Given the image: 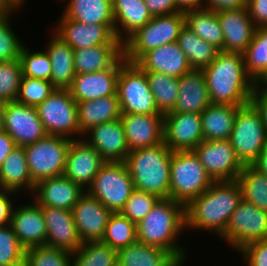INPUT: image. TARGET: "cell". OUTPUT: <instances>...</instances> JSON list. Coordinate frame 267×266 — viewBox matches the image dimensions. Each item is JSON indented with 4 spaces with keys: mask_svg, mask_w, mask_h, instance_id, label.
I'll return each mask as SVG.
<instances>
[{
    "mask_svg": "<svg viewBox=\"0 0 267 266\" xmlns=\"http://www.w3.org/2000/svg\"><path fill=\"white\" fill-rule=\"evenodd\" d=\"M224 36V51L243 54L257 29L246 7L217 12Z\"/></svg>",
    "mask_w": 267,
    "mask_h": 266,
    "instance_id": "d4e9b609",
    "label": "cell"
},
{
    "mask_svg": "<svg viewBox=\"0 0 267 266\" xmlns=\"http://www.w3.org/2000/svg\"><path fill=\"white\" fill-rule=\"evenodd\" d=\"M36 110L48 135L61 136L70 140L83 137L78 124L77 103L68 89L56 88L36 107ZM75 134L78 136L76 137Z\"/></svg>",
    "mask_w": 267,
    "mask_h": 266,
    "instance_id": "30bf717a",
    "label": "cell"
},
{
    "mask_svg": "<svg viewBox=\"0 0 267 266\" xmlns=\"http://www.w3.org/2000/svg\"><path fill=\"white\" fill-rule=\"evenodd\" d=\"M136 64L143 71L163 73L176 78L192 69L177 42L147 51Z\"/></svg>",
    "mask_w": 267,
    "mask_h": 266,
    "instance_id": "4316f807",
    "label": "cell"
},
{
    "mask_svg": "<svg viewBox=\"0 0 267 266\" xmlns=\"http://www.w3.org/2000/svg\"><path fill=\"white\" fill-rule=\"evenodd\" d=\"M202 72L212 104L244 106L251 103L257 84L246 71L243 54L219 51Z\"/></svg>",
    "mask_w": 267,
    "mask_h": 266,
    "instance_id": "7a4b0ae2",
    "label": "cell"
},
{
    "mask_svg": "<svg viewBox=\"0 0 267 266\" xmlns=\"http://www.w3.org/2000/svg\"><path fill=\"white\" fill-rule=\"evenodd\" d=\"M0 266H26V264L25 263H14L11 265H0Z\"/></svg>",
    "mask_w": 267,
    "mask_h": 266,
    "instance_id": "e7e4bbea",
    "label": "cell"
},
{
    "mask_svg": "<svg viewBox=\"0 0 267 266\" xmlns=\"http://www.w3.org/2000/svg\"><path fill=\"white\" fill-rule=\"evenodd\" d=\"M72 214L78 236L83 243L101 241L112 212L85 192L72 208Z\"/></svg>",
    "mask_w": 267,
    "mask_h": 266,
    "instance_id": "ffe728a7",
    "label": "cell"
},
{
    "mask_svg": "<svg viewBox=\"0 0 267 266\" xmlns=\"http://www.w3.org/2000/svg\"><path fill=\"white\" fill-rule=\"evenodd\" d=\"M172 151L162 143L129 151L125 163L134 188L157 196L170 198V162Z\"/></svg>",
    "mask_w": 267,
    "mask_h": 266,
    "instance_id": "277c9868",
    "label": "cell"
},
{
    "mask_svg": "<svg viewBox=\"0 0 267 266\" xmlns=\"http://www.w3.org/2000/svg\"><path fill=\"white\" fill-rule=\"evenodd\" d=\"M144 3L152 17L180 12L175 0H144Z\"/></svg>",
    "mask_w": 267,
    "mask_h": 266,
    "instance_id": "db71d44e",
    "label": "cell"
},
{
    "mask_svg": "<svg viewBox=\"0 0 267 266\" xmlns=\"http://www.w3.org/2000/svg\"><path fill=\"white\" fill-rule=\"evenodd\" d=\"M34 187L35 184L31 180L24 147L17 146L0 167V189L12 190L17 193L26 189L31 194Z\"/></svg>",
    "mask_w": 267,
    "mask_h": 266,
    "instance_id": "1f68e13d",
    "label": "cell"
},
{
    "mask_svg": "<svg viewBox=\"0 0 267 266\" xmlns=\"http://www.w3.org/2000/svg\"><path fill=\"white\" fill-rule=\"evenodd\" d=\"M85 192L77 183L61 175L38 181L31 195L41 207L72 210Z\"/></svg>",
    "mask_w": 267,
    "mask_h": 266,
    "instance_id": "cb8c5ba5",
    "label": "cell"
},
{
    "mask_svg": "<svg viewBox=\"0 0 267 266\" xmlns=\"http://www.w3.org/2000/svg\"><path fill=\"white\" fill-rule=\"evenodd\" d=\"M71 266H117V250L101 241H86L72 254Z\"/></svg>",
    "mask_w": 267,
    "mask_h": 266,
    "instance_id": "60d3db41",
    "label": "cell"
},
{
    "mask_svg": "<svg viewBox=\"0 0 267 266\" xmlns=\"http://www.w3.org/2000/svg\"><path fill=\"white\" fill-rule=\"evenodd\" d=\"M9 18H0V62L19 59L24 45L13 32Z\"/></svg>",
    "mask_w": 267,
    "mask_h": 266,
    "instance_id": "681fc988",
    "label": "cell"
},
{
    "mask_svg": "<svg viewBox=\"0 0 267 266\" xmlns=\"http://www.w3.org/2000/svg\"><path fill=\"white\" fill-rule=\"evenodd\" d=\"M193 151H175L170 162V198L186 206L213 183Z\"/></svg>",
    "mask_w": 267,
    "mask_h": 266,
    "instance_id": "8992f818",
    "label": "cell"
},
{
    "mask_svg": "<svg viewBox=\"0 0 267 266\" xmlns=\"http://www.w3.org/2000/svg\"><path fill=\"white\" fill-rule=\"evenodd\" d=\"M17 207L14 206L10 226L19 243L25 249L46 245L47 228L41 206L32 201Z\"/></svg>",
    "mask_w": 267,
    "mask_h": 266,
    "instance_id": "7402d4cb",
    "label": "cell"
},
{
    "mask_svg": "<svg viewBox=\"0 0 267 266\" xmlns=\"http://www.w3.org/2000/svg\"><path fill=\"white\" fill-rule=\"evenodd\" d=\"M62 13L84 24H104L115 34L112 0H67Z\"/></svg>",
    "mask_w": 267,
    "mask_h": 266,
    "instance_id": "f546056e",
    "label": "cell"
},
{
    "mask_svg": "<svg viewBox=\"0 0 267 266\" xmlns=\"http://www.w3.org/2000/svg\"><path fill=\"white\" fill-rule=\"evenodd\" d=\"M41 208L47 228L46 245L75 253L82 245V241L77 233L72 210Z\"/></svg>",
    "mask_w": 267,
    "mask_h": 266,
    "instance_id": "603a6c76",
    "label": "cell"
},
{
    "mask_svg": "<svg viewBox=\"0 0 267 266\" xmlns=\"http://www.w3.org/2000/svg\"><path fill=\"white\" fill-rule=\"evenodd\" d=\"M125 162H105L86 192L112 213L120 212L134 190Z\"/></svg>",
    "mask_w": 267,
    "mask_h": 266,
    "instance_id": "9c48e42d",
    "label": "cell"
},
{
    "mask_svg": "<svg viewBox=\"0 0 267 266\" xmlns=\"http://www.w3.org/2000/svg\"><path fill=\"white\" fill-rule=\"evenodd\" d=\"M220 238L236 251L248 243L266 240L267 212L242 199Z\"/></svg>",
    "mask_w": 267,
    "mask_h": 266,
    "instance_id": "7c38bea8",
    "label": "cell"
},
{
    "mask_svg": "<svg viewBox=\"0 0 267 266\" xmlns=\"http://www.w3.org/2000/svg\"><path fill=\"white\" fill-rule=\"evenodd\" d=\"M192 69H203L211 64L219 50L184 27L177 39Z\"/></svg>",
    "mask_w": 267,
    "mask_h": 266,
    "instance_id": "74e56055",
    "label": "cell"
},
{
    "mask_svg": "<svg viewBox=\"0 0 267 266\" xmlns=\"http://www.w3.org/2000/svg\"><path fill=\"white\" fill-rule=\"evenodd\" d=\"M16 194L18 195L19 193L12 190L0 189V227L10 225L14 209V202L11 201V197H15L14 195Z\"/></svg>",
    "mask_w": 267,
    "mask_h": 266,
    "instance_id": "f5cc1de1",
    "label": "cell"
},
{
    "mask_svg": "<svg viewBox=\"0 0 267 266\" xmlns=\"http://www.w3.org/2000/svg\"><path fill=\"white\" fill-rule=\"evenodd\" d=\"M123 55V45H98L74 50L76 74L98 72L110 68Z\"/></svg>",
    "mask_w": 267,
    "mask_h": 266,
    "instance_id": "e575fe53",
    "label": "cell"
},
{
    "mask_svg": "<svg viewBox=\"0 0 267 266\" xmlns=\"http://www.w3.org/2000/svg\"><path fill=\"white\" fill-rule=\"evenodd\" d=\"M6 102L0 100V131L4 128Z\"/></svg>",
    "mask_w": 267,
    "mask_h": 266,
    "instance_id": "6125c7cd",
    "label": "cell"
},
{
    "mask_svg": "<svg viewBox=\"0 0 267 266\" xmlns=\"http://www.w3.org/2000/svg\"><path fill=\"white\" fill-rule=\"evenodd\" d=\"M242 199L267 212V175L245 165L237 177Z\"/></svg>",
    "mask_w": 267,
    "mask_h": 266,
    "instance_id": "f35d334b",
    "label": "cell"
},
{
    "mask_svg": "<svg viewBox=\"0 0 267 266\" xmlns=\"http://www.w3.org/2000/svg\"><path fill=\"white\" fill-rule=\"evenodd\" d=\"M19 59L22 67V76L51 82L52 66L49 55L45 50L30 52V49L23 45Z\"/></svg>",
    "mask_w": 267,
    "mask_h": 266,
    "instance_id": "f6af8a7d",
    "label": "cell"
},
{
    "mask_svg": "<svg viewBox=\"0 0 267 266\" xmlns=\"http://www.w3.org/2000/svg\"><path fill=\"white\" fill-rule=\"evenodd\" d=\"M159 199L151 193L134 189L120 213L137 224L145 218Z\"/></svg>",
    "mask_w": 267,
    "mask_h": 266,
    "instance_id": "7dc6e473",
    "label": "cell"
},
{
    "mask_svg": "<svg viewBox=\"0 0 267 266\" xmlns=\"http://www.w3.org/2000/svg\"><path fill=\"white\" fill-rule=\"evenodd\" d=\"M185 27L184 13L153 16L123 43V55L127 62L136 63L147 51L177 42Z\"/></svg>",
    "mask_w": 267,
    "mask_h": 266,
    "instance_id": "5b68a950",
    "label": "cell"
},
{
    "mask_svg": "<svg viewBox=\"0 0 267 266\" xmlns=\"http://www.w3.org/2000/svg\"><path fill=\"white\" fill-rule=\"evenodd\" d=\"M122 55L110 68L98 72L76 74L68 88L76 102L96 100L116 95L120 66L125 62Z\"/></svg>",
    "mask_w": 267,
    "mask_h": 266,
    "instance_id": "e0dca14e",
    "label": "cell"
},
{
    "mask_svg": "<svg viewBox=\"0 0 267 266\" xmlns=\"http://www.w3.org/2000/svg\"><path fill=\"white\" fill-rule=\"evenodd\" d=\"M241 106L210 104L201 115L205 141L230 139L234 121Z\"/></svg>",
    "mask_w": 267,
    "mask_h": 266,
    "instance_id": "d6a6232c",
    "label": "cell"
},
{
    "mask_svg": "<svg viewBox=\"0 0 267 266\" xmlns=\"http://www.w3.org/2000/svg\"><path fill=\"white\" fill-rule=\"evenodd\" d=\"M18 9L22 8V5H25L26 0H10Z\"/></svg>",
    "mask_w": 267,
    "mask_h": 266,
    "instance_id": "be15d7a7",
    "label": "cell"
},
{
    "mask_svg": "<svg viewBox=\"0 0 267 266\" xmlns=\"http://www.w3.org/2000/svg\"><path fill=\"white\" fill-rule=\"evenodd\" d=\"M104 163L100 154L83 138L71 140L63 175L86 191Z\"/></svg>",
    "mask_w": 267,
    "mask_h": 266,
    "instance_id": "ac0fdd59",
    "label": "cell"
},
{
    "mask_svg": "<svg viewBox=\"0 0 267 266\" xmlns=\"http://www.w3.org/2000/svg\"><path fill=\"white\" fill-rule=\"evenodd\" d=\"M180 12L185 13L204 9V0H175Z\"/></svg>",
    "mask_w": 267,
    "mask_h": 266,
    "instance_id": "680465c9",
    "label": "cell"
},
{
    "mask_svg": "<svg viewBox=\"0 0 267 266\" xmlns=\"http://www.w3.org/2000/svg\"><path fill=\"white\" fill-rule=\"evenodd\" d=\"M137 241L171 253L186 261V249L178 244L185 229V206L171 198L159 199L144 219L136 224Z\"/></svg>",
    "mask_w": 267,
    "mask_h": 266,
    "instance_id": "3957f363",
    "label": "cell"
},
{
    "mask_svg": "<svg viewBox=\"0 0 267 266\" xmlns=\"http://www.w3.org/2000/svg\"><path fill=\"white\" fill-rule=\"evenodd\" d=\"M70 143L68 138L47 134L41 140L24 146L34 184L43 179L63 175Z\"/></svg>",
    "mask_w": 267,
    "mask_h": 266,
    "instance_id": "8fae6325",
    "label": "cell"
},
{
    "mask_svg": "<svg viewBox=\"0 0 267 266\" xmlns=\"http://www.w3.org/2000/svg\"><path fill=\"white\" fill-rule=\"evenodd\" d=\"M185 27L219 51H224V36L217 12L201 9L184 13Z\"/></svg>",
    "mask_w": 267,
    "mask_h": 266,
    "instance_id": "d590c367",
    "label": "cell"
},
{
    "mask_svg": "<svg viewBox=\"0 0 267 266\" xmlns=\"http://www.w3.org/2000/svg\"><path fill=\"white\" fill-rule=\"evenodd\" d=\"M252 166L259 172L267 175V144L260 153L258 159L252 164Z\"/></svg>",
    "mask_w": 267,
    "mask_h": 266,
    "instance_id": "91938a15",
    "label": "cell"
},
{
    "mask_svg": "<svg viewBox=\"0 0 267 266\" xmlns=\"http://www.w3.org/2000/svg\"><path fill=\"white\" fill-rule=\"evenodd\" d=\"M247 7V0H204V9L220 12Z\"/></svg>",
    "mask_w": 267,
    "mask_h": 266,
    "instance_id": "9f6ffc18",
    "label": "cell"
},
{
    "mask_svg": "<svg viewBox=\"0 0 267 266\" xmlns=\"http://www.w3.org/2000/svg\"><path fill=\"white\" fill-rule=\"evenodd\" d=\"M246 8L257 28L267 27V0H247Z\"/></svg>",
    "mask_w": 267,
    "mask_h": 266,
    "instance_id": "816d5d0a",
    "label": "cell"
},
{
    "mask_svg": "<svg viewBox=\"0 0 267 266\" xmlns=\"http://www.w3.org/2000/svg\"><path fill=\"white\" fill-rule=\"evenodd\" d=\"M112 6L115 37L122 44L152 19L144 0H112Z\"/></svg>",
    "mask_w": 267,
    "mask_h": 266,
    "instance_id": "83f0119b",
    "label": "cell"
},
{
    "mask_svg": "<svg viewBox=\"0 0 267 266\" xmlns=\"http://www.w3.org/2000/svg\"><path fill=\"white\" fill-rule=\"evenodd\" d=\"M56 88L50 81L22 76L16 102L37 107L45 101Z\"/></svg>",
    "mask_w": 267,
    "mask_h": 266,
    "instance_id": "ee69618b",
    "label": "cell"
},
{
    "mask_svg": "<svg viewBox=\"0 0 267 266\" xmlns=\"http://www.w3.org/2000/svg\"><path fill=\"white\" fill-rule=\"evenodd\" d=\"M145 73L158 111L163 115L171 112L179 93L178 78L153 71H145Z\"/></svg>",
    "mask_w": 267,
    "mask_h": 266,
    "instance_id": "ab89813d",
    "label": "cell"
},
{
    "mask_svg": "<svg viewBox=\"0 0 267 266\" xmlns=\"http://www.w3.org/2000/svg\"><path fill=\"white\" fill-rule=\"evenodd\" d=\"M52 34L48 46L44 49L51 61V83L55 88L68 89L76 75L74 50L54 31Z\"/></svg>",
    "mask_w": 267,
    "mask_h": 266,
    "instance_id": "f1b7e54d",
    "label": "cell"
},
{
    "mask_svg": "<svg viewBox=\"0 0 267 266\" xmlns=\"http://www.w3.org/2000/svg\"><path fill=\"white\" fill-rule=\"evenodd\" d=\"M251 103L260 112L264 126L267 130V84H257L252 98Z\"/></svg>",
    "mask_w": 267,
    "mask_h": 266,
    "instance_id": "11a10c76",
    "label": "cell"
},
{
    "mask_svg": "<svg viewBox=\"0 0 267 266\" xmlns=\"http://www.w3.org/2000/svg\"><path fill=\"white\" fill-rule=\"evenodd\" d=\"M178 97L171 112L201 114L210 104L202 69H191L178 78Z\"/></svg>",
    "mask_w": 267,
    "mask_h": 266,
    "instance_id": "484cf974",
    "label": "cell"
},
{
    "mask_svg": "<svg viewBox=\"0 0 267 266\" xmlns=\"http://www.w3.org/2000/svg\"><path fill=\"white\" fill-rule=\"evenodd\" d=\"M203 141L200 114L169 112L164 115V142L172 152L193 151Z\"/></svg>",
    "mask_w": 267,
    "mask_h": 266,
    "instance_id": "9a60e30c",
    "label": "cell"
},
{
    "mask_svg": "<svg viewBox=\"0 0 267 266\" xmlns=\"http://www.w3.org/2000/svg\"><path fill=\"white\" fill-rule=\"evenodd\" d=\"M137 241L136 223L130 221L120 212L112 213L101 242L115 250L127 247Z\"/></svg>",
    "mask_w": 267,
    "mask_h": 266,
    "instance_id": "b9f144b4",
    "label": "cell"
},
{
    "mask_svg": "<svg viewBox=\"0 0 267 266\" xmlns=\"http://www.w3.org/2000/svg\"><path fill=\"white\" fill-rule=\"evenodd\" d=\"M73 50L98 45H123L104 24H84L61 15L54 31Z\"/></svg>",
    "mask_w": 267,
    "mask_h": 266,
    "instance_id": "2e32d148",
    "label": "cell"
},
{
    "mask_svg": "<svg viewBox=\"0 0 267 266\" xmlns=\"http://www.w3.org/2000/svg\"><path fill=\"white\" fill-rule=\"evenodd\" d=\"M18 10V8L10 0H0V18L11 16V13Z\"/></svg>",
    "mask_w": 267,
    "mask_h": 266,
    "instance_id": "94428289",
    "label": "cell"
},
{
    "mask_svg": "<svg viewBox=\"0 0 267 266\" xmlns=\"http://www.w3.org/2000/svg\"><path fill=\"white\" fill-rule=\"evenodd\" d=\"M22 67L20 59L0 62V100L16 101L19 92Z\"/></svg>",
    "mask_w": 267,
    "mask_h": 266,
    "instance_id": "bcb514c9",
    "label": "cell"
},
{
    "mask_svg": "<svg viewBox=\"0 0 267 266\" xmlns=\"http://www.w3.org/2000/svg\"><path fill=\"white\" fill-rule=\"evenodd\" d=\"M76 103L78 124L82 135L93 126L117 120L121 117L117 94Z\"/></svg>",
    "mask_w": 267,
    "mask_h": 266,
    "instance_id": "4dcf8cb0",
    "label": "cell"
},
{
    "mask_svg": "<svg viewBox=\"0 0 267 266\" xmlns=\"http://www.w3.org/2000/svg\"><path fill=\"white\" fill-rule=\"evenodd\" d=\"M72 253L47 245L25 250L26 266H71Z\"/></svg>",
    "mask_w": 267,
    "mask_h": 266,
    "instance_id": "7bdbcfd3",
    "label": "cell"
},
{
    "mask_svg": "<svg viewBox=\"0 0 267 266\" xmlns=\"http://www.w3.org/2000/svg\"><path fill=\"white\" fill-rule=\"evenodd\" d=\"M3 130L13 138L17 146L22 147L33 144L47 135L36 107L16 101L6 102Z\"/></svg>",
    "mask_w": 267,
    "mask_h": 266,
    "instance_id": "5bb4252c",
    "label": "cell"
},
{
    "mask_svg": "<svg viewBox=\"0 0 267 266\" xmlns=\"http://www.w3.org/2000/svg\"><path fill=\"white\" fill-rule=\"evenodd\" d=\"M25 250L10 225L0 227V265L25 263Z\"/></svg>",
    "mask_w": 267,
    "mask_h": 266,
    "instance_id": "c3c4849f",
    "label": "cell"
},
{
    "mask_svg": "<svg viewBox=\"0 0 267 266\" xmlns=\"http://www.w3.org/2000/svg\"><path fill=\"white\" fill-rule=\"evenodd\" d=\"M238 252L248 266H267V239L248 243Z\"/></svg>",
    "mask_w": 267,
    "mask_h": 266,
    "instance_id": "f907efd6",
    "label": "cell"
},
{
    "mask_svg": "<svg viewBox=\"0 0 267 266\" xmlns=\"http://www.w3.org/2000/svg\"><path fill=\"white\" fill-rule=\"evenodd\" d=\"M179 263L171 253L140 241L117 250V266H177Z\"/></svg>",
    "mask_w": 267,
    "mask_h": 266,
    "instance_id": "836d02e7",
    "label": "cell"
},
{
    "mask_svg": "<svg viewBox=\"0 0 267 266\" xmlns=\"http://www.w3.org/2000/svg\"><path fill=\"white\" fill-rule=\"evenodd\" d=\"M121 114H161L152 94L145 71L136 63L125 61L117 77V89Z\"/></svg>",
    "mask_w": 267,
    "mask_h": 266,
    "instance_id": "ba28073f",
    "label": "cell"
},
{
    "mask_svg": "<svg viewBox=\"0 0 267 266\" xmlns=\"http://www.w3.org/2000/svg\"><path fill=\"white\" fill-rule=\"evenodd\" d=\"M105 162H125L129 153L121 119L93 126L82 137Z\"/></svg>",
    "mask_w": 267,
    "mask_h": 266,
    "instance_id": "d6986e66",
    "label": "cell"
},
{
    "mask_svg": "<svg viewBox=\"0 0 267 266\" xmlns=\"http://www.w3.org/2000/svg\"><path fill=\"white\" fill-rule=\"evenodd\" d=\"M241 200L237 180L214 181L205 192L185 206V229L206 230L220 237Z\"/></svg>",
    "mask_w": 267,
    "mask_h": 266,
    "instance_id": "6da1fadb",
    "label": "cell"
},
{
    "mask_svg": "<svg viewBox=\"0 0 267 266\" xmlns=\"http://www.w3.org/2000/svg\"><path fill=\"white\" fill-rule=\"evenodd\" d=\"M243 57L248 75L256 84H265L267 82V27L256 29Z\"/></svg>",
    "mask_w": 267,
    "mask_h": 266,
    "instance_id": "8d00e7d4",
    "label": "cell"
},
{
    "mask_svg": "<svg viewBox=\"0 0 267 266\" xmlns=\"http://www.w3.org/2000/svg\"><path fill=\"white\" fill-rule=\"evenodd\" d=\"M129 151L158 145L164 141L163 114H121Z\"/></svg>",
    "mask_w": 267,
    "mask_h": 266,
    "instance_id": "44dd1931",
    "label": "cell"
},
{
    "mask_svg": "<svg viewBox=\"0 0 267 266\" xmlns=\"http://www.w3.org/2000/svg\"><path fill=\"white\" fill-rule=\"evenodd\" d=\"M184 263H185V262H180L177 266L185 265Z\"/></svg>",
    "mask_w": 267,
    "mask_h": 266,
    "instance_id": "03108f58",
    "label": "cell"
},
{
    "mask_svg": "<svg viewBox=\"0 0 267 266\" xmlns=\"http://www.w3.org/2000/svg\"><path fill=\"white\" fill-rule=\"evenodd\" d=\"M193 152L213 181L236 180L244 168L229 139L204 140Z\"/></svg>",
    "mask_w": 267,
    "mask_h": 266,
    "instance_id": "4fadbf2b",
    "label": "cell"
},
{
    "mask_svg": "<svg viewBox=\"0 0 267 266\" xmlns=\"http://www.w3.org/2000/svg\"><path fill=\"white\" fill-rule=\"evenodd\" d=\"M17 145L13 138L4 130L0 131V167L4 160L9 156L11 151L15 149Z\"/></svg>",
    "mask_w": 267,
    "mask_h": 266,
    "instance_id": "6f0895ef",
    "label": "cell"
},
{
    "mask_svg": "<svg viewBox=\"0 0 267 266\" xmlns=\"http://www.w3.org/2000/svg\"><path fill=\"white\" fill-rule=\"evenodd\" d=\"M229 140L244 166L252 165L258 159L267 144V130L252 103L238 109Z\"/></svg>",
    "mask_w": 267,
    "mask_h": 266,
    "instance_id": "52a82bcc",
    "label": "cell"
}]
</instances>
